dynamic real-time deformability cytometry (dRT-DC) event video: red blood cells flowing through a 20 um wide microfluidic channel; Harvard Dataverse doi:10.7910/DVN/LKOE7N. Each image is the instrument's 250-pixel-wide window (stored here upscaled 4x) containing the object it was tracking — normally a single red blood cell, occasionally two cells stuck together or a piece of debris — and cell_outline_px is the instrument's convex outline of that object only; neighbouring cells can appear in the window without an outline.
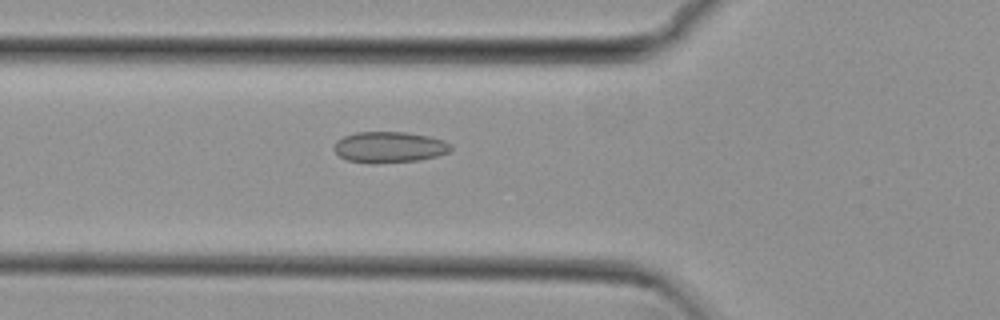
{"species": "common noctule bat (a hibernating species)", "species_latin": "Nyctalus noctula", "temperature_condition": "cold", "stored_images_in_passage": 43, "camera_frame_rate_fps": 3000, "um_per_image_px": 0.085, "animal": {"sex": "female", "body_mass_g": 29.2, "forearm_length_mm": 56.3}, "frame": {"image": 1, "passage_image": 8, "time_ms": 2.333, "image_size_px": [1000, 320], "cell_outline_px": [[452, 148], [448, 152], [436, 156], [416, 160], [376, 164], [368, 164], [348, 160], [340, 156], [332, 148], [336, 140], [344, 136], [356, 132], [404, 132], [428, 136], [444, 140], [452, 144]], "centroid_in_image_um": [33.06, 12.51], "position_along_channel_um": 92.7, "area_um2": 21.21}}
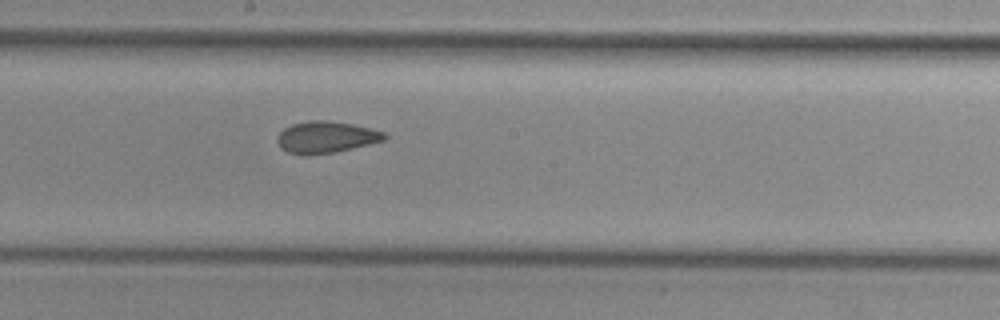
{"frame": {"image": 2, "passage_image": 18, "time_ms": 5.667, "image_size_px": [1000, 320], "cell_outline_px": [[388, 136], [384, 140], [368, 144], [332, 152], [308, 156], [304, 156], [288, 152], [280, 148], [276, 140], [276, 136], [284, 128], [292, 124], [308, 120], [328, 120], [352, 124], [384, 132]], "centroid_in_image_um": [27.64, 11.66], "position_along_channel_um": 220.6, "area_um2": 19.77}}
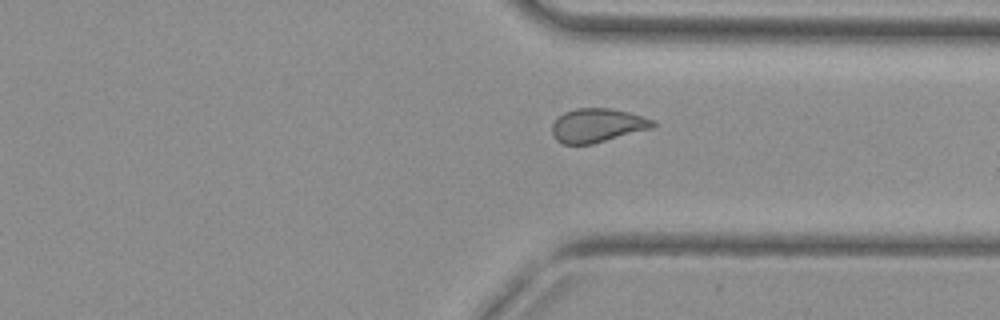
{"frame": {"image": 3, "passage_image": 29, "time_ms": 9.333, "image_size_px": [1000, 320], "cell_outline_px": [[656, 128], [592, 144], [560, 144], [552, 136], [552, 124], [564, 112], [576, 108], [612, 108], [644, 116], [656, 120]], "centroid_in_image_um": [50.83, 10.66], "position_along_channel_um": 360.6, "area_um2": 20.29}, "authors_computed_cell_mechanics": {"area_um2": 20.1722, "velocity_mm_per_s": 3.8194, "shape_relaxation_time_tau1_ms": null, "shape_relaxation_time_tau2_ms": 2.6374, "deformation_change_tau1": null, "deformation_change_tau2": 0.073}}